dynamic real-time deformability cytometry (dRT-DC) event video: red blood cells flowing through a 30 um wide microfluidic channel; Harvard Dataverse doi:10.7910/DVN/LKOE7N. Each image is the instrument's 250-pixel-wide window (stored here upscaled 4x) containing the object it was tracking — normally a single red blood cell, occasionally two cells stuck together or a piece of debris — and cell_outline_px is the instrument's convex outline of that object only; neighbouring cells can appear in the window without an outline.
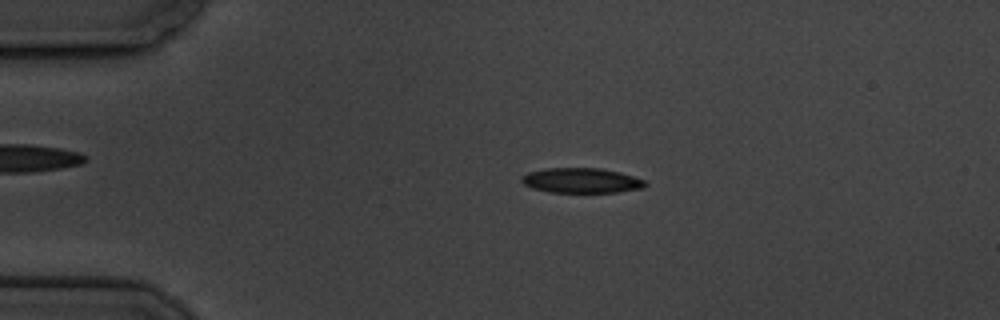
{"species": "common noctule bat (a hibernating species)", "species_latin": "Nyctalus noctula", "temperature_condition": "cold", "stored_images_in_passage": 9, "camera_frame_rate_fps": 3000, "um_per_image_px": 0.085, "animal": {"sex": "male", "body_mass_g": 19.5, "forearm_length_mm": 54.6}, "frame": {"image": 1, "passage_image": 4, "time_ms": 3.667, "image_size_px": [1000, 320], "cell_outline_px": [[648, 184], [644, 188], [616, 192], [548, 192], [532, 188], [524, 184], [520, 180], [528, 172], [544, 168], [600, 168], [620, 172], [644, 180]], "centroid_in_image_um": [49.42, 15.34], "position_along_channel_um": 35.6, "area_um2": 17.98}}
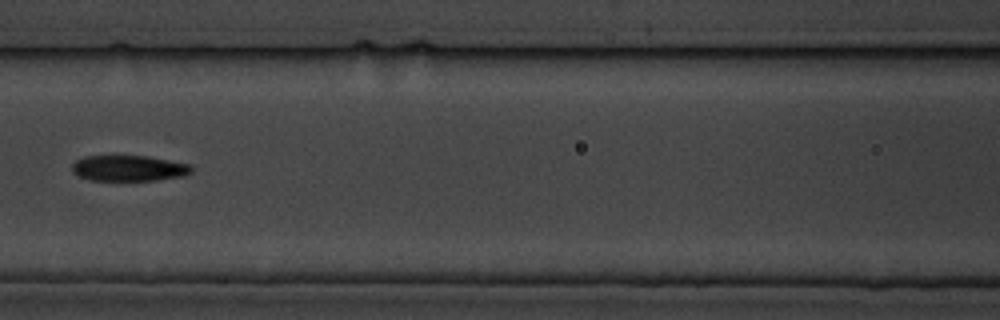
{"frame": {"image": 2, "passage_image": 8, "time_ms": 8.333, "image_size_px": [1000, 320], "cell_outline_px": [[192, 172], [184, 176], [156, 180], [88, 180], [76, 176], [72, 172], [72, 164], [76, 160], [84, 156], [148, 156], [192, 164]], "centroid_in_image_um": [10.94, 14.3], "position_along_channel_um": 155.7, "area_um2": 18.15}}
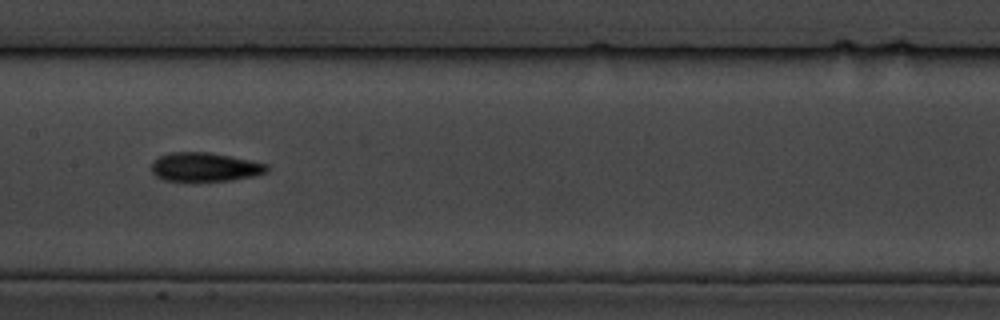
{"frame": {"image": 3, "passage_image": 9, "time_ms": 9.333, "image_size_px": [1000, 320], "cell_outline_px": [[268, 172], [252, 176], [232, 180], [164, 180], [156, 176], [152, 172], [152, 164], [160, 156], [172, 152], [208, 152], [268, 164]], "centroid_in_image_um": [17.42, 14.19], "position_along_channel_um": 190.0, "area_um2": 18.96}}